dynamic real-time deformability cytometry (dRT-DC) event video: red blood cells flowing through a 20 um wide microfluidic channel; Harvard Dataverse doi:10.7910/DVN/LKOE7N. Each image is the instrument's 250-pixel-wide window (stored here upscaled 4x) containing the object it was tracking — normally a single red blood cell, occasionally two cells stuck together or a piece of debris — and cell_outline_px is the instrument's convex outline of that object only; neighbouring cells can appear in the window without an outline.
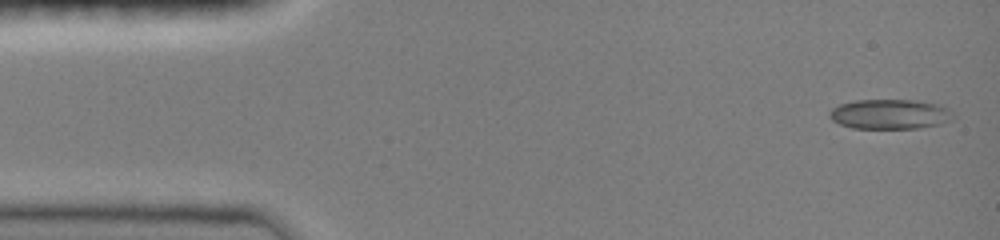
{"species": "common noctule bat (a hibernating species)", "species_latin": "Nyctalus noctula", "temperature_condition": "room temperature", "stored_images_in_passage": 32, "camera_frame_rate_fps": 3000, "um_per_image_px": 0.085, "animal": {"sex": "female", "body_mass_g": 19.0, "forearm_length_mm": 51.5}, "frame": {"image": 1, "passage_image": 1, "time_ms": 0.0, "image_size_px": [1000, 240], "cell_outline_px": [[956, 116], [952, 120], [940, 124], [920, 128], [852, 128], [840, 124], [832, 120], [828, 116], [828, 112], [832, 108], [840, 104], [856, 100], [916, 100], [940, 104], [952, 108]], "centroid_in_image_um": [75.71, 9.7], "position_along_channel_um": 9.3, "area_um2": 21.91}}
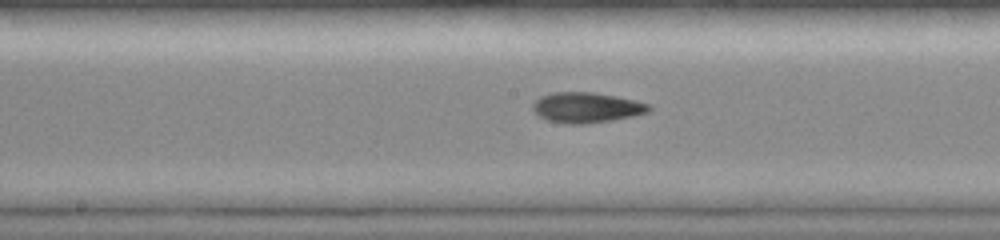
{"frame": {"image": 2, "passage_image": 16, "time_ms": 7.333, "image_size_px": [1000, 240], "cell_outline_px": [[652, 108], [648, 112], [632, 116], [612, 120], [584, 124], [568, 124], [548, 120], [540, 116], [532, 108], [532, 104], [540, 96], [552, 92], [592, 92], [616, 96], [636, 100], [648, 104]], "centroid_in_image_um": [49.85, 9.13], "position_along_channel_um": 198.3, "area_um2": 20.46}}
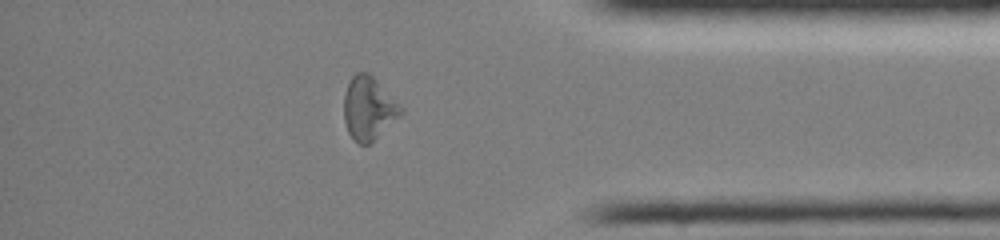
{"frame": {"image": 3, "passage_image": 27, "time_ms": 12.667, "image_size_px": [1000, 240], "cell_outline_px": [[404, 112], [372, 144], [360, 144], [348, 132], [344, 120], [344, 96], [348, 84], [352, 76], [356, 72], [368, 72], [404, 108]], "centroid_in_image_um": [31.35, 9.23], "position_along_channel_um": 403.8, "area_um2": 20.98}, "authors_computed_cell_mechanics": {"area_um2": 20.4612, "velocity_mm_per_s": 4.0619, "shape_relaxation_time_tau1_ms": 5.1689, "shape_relaxation_time_tau2_ms": 3.7364, "deformation_change_tau1": 0.1714, "deformation_change_tau2": 0.1019}}